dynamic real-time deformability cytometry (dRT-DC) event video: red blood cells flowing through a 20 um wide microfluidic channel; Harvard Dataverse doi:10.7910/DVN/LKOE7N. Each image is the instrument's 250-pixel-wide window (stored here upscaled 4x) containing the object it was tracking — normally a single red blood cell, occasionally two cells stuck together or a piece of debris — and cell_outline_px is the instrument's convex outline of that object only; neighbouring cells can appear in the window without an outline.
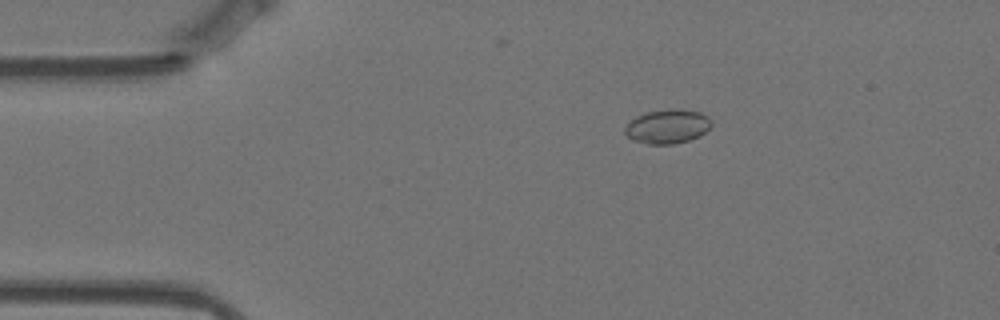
{"species": "Egyptian fruit bat (a non-hibernating species)", "species_latin": "Rousettus aegyptiacus", "temperature_condition": "warm", "stored_images_in_passage": 57, "camera_frame_rate_fps": 3000, "um_per_image_px": 0.085, "animal": {"sex": "female"}, "frame": {"image": 1, "passage_image": 10, "time_ms": 3.0, "image_size_px": [1000, 320], "cell_outline_px": [[712, 124], [700, 136], [688, 140], [672, 144], [648, 144], [632, 140], [624, 132], [624, 128], [636, 116], [648, 112], [672, 108], [700, 112], [708, 116], [712, 120]], "centroid_in_image_um": [56.74, 10.75], "position_along_channel_um": 28.3, "area_um2": 17.11}}
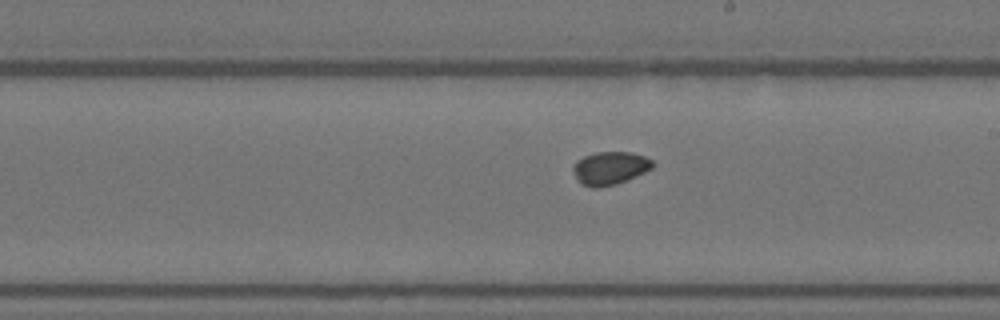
{"frame": {"image": 2, "passage_image": 32, "time_ms": 10.333, "image_size_px": [1000, 320], "cell_outline_px": [[656, 164], [652, 168], [628, 180], [616, 184], [600, 188], [592, 188], [580, 184], [572, 172], [572, 168], [576, 160], [584, 156], [596, 152], [632, 152], [644, 156], [652, 160]], "centroid_in_image_um": [51.83, 14.3], "position_along_channel_um": 237.2, "area_um2": 15.61}}
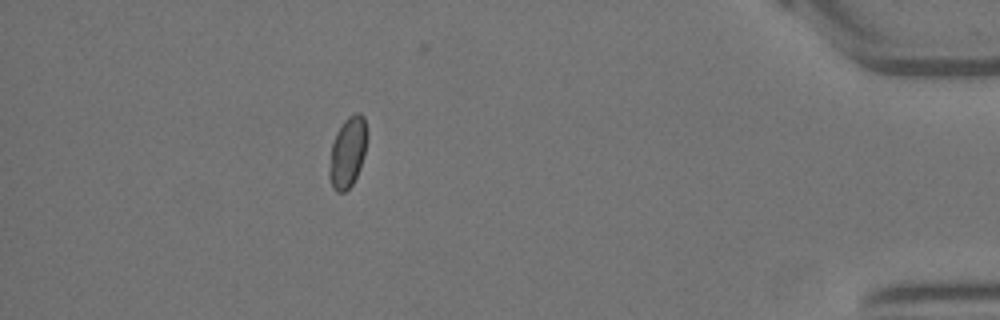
{"frame": {"image": 3, "passage_image": 51, "time_ms": 16.667, "image_size_px": [1000, 320], "cell_outline_px": [[368, 136], [364, 156], [360, 168], [352, 184], [344, 192], [336, 192], [332, 188], [328, 176], [328, 172], [332, 144], [336, 132], [344, 120], [348, 116], [356, 112], [360, 112], [364, 116]], "centroid_in_image_um": [29.55, 12.92], "position_along_channel_um": 405.6, "area_um2": 15.78}}